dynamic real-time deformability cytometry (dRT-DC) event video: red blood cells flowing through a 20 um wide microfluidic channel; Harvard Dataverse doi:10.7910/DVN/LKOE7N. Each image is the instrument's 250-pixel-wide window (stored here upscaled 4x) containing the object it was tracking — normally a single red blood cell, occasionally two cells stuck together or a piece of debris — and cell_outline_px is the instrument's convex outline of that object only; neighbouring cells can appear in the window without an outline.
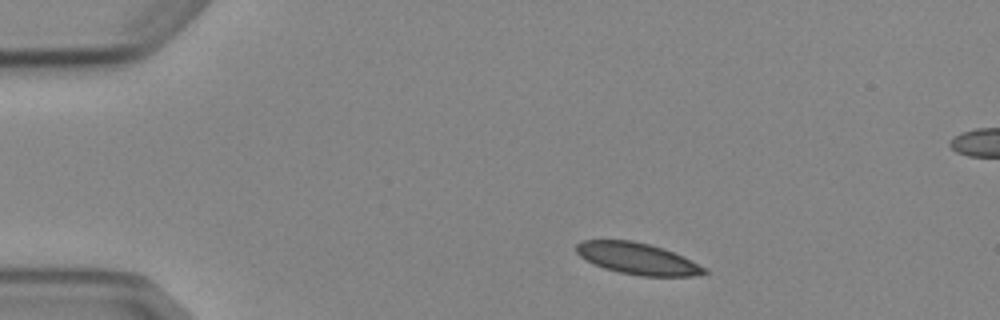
{"species": "Egyptian fruit bat (a non-hibernating species)", "species_latin": "Rousettus aegyptiacus", "temperature_condition": "cold", "stored_images_in_passage": 4, "camera_frame_rate_fps": 3000, "um_per_image_px": 0.085, "animal": {"sex": "female"}, "frame": {"image": 1, "passage_image": 1, "time_ms": 0.0, "image_size_px": [1000, 320], "cell_outline_px": [[708, 272], [692, 276], [640, 276], [620, 272], [604, 268], [592, 264], [580, 256], [576, 252], [576, 244], [584, 240], [632, 240], [664, 248], [684, 256], [708, 268]], "centroid_in_image_um": [54.21, 21.98], "position_along_channel_um": 30.8, "area_um2": 23.64}}
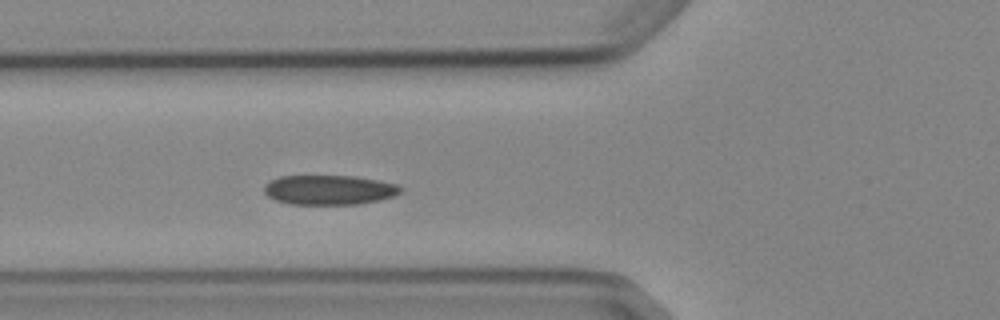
{"frame": {"image": 2, "passage_image": 4, "time_ms": 3.333, "image_size_px": [1000, 320], "cell_outline_px": [[404, 188], [396, 196], [380, 200], [360, 204], [288, 204], [276, 200], [268, 196], [264, 192], [264, 184], [280, 176], [356, 176], [396, 184]], "centroid_in_image_um": [28.0, 16.14], "position_along_channel_um": 97.8, "area_um2": 23.64}}